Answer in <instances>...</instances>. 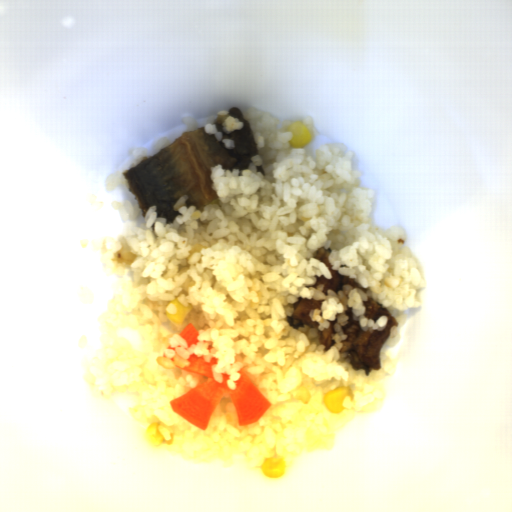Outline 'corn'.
<instances>
[{"instance_id":"cfcad685","label":"corn","mask_w":512,"mask_h":512,"mask_svg":"<svg viewBox=\"0 0 512 512\" xmlns=\"http://www.w3.org/2000/svg\"><path fill=\"white\" fill-rule=\"evenodd\" d=\"M169 303H172L175 306V313H168L166 311V316L170 322L175 324L176 326H180L188 314L191 312V306H184L178 299L170 300Z\"/></svg>"},{"instance_id":"f1292c28","label":"corn","mask_w":512,"mask_h":512,"mask_svg":"<svg viewBox=\"0 0 512 512\" xmlns=\"http://www.w3.org/2000/svg\"><path fill=\"white\" fill-rule=\"evenodd\" d=\"M288 131L292 132V136L288 141L291 148L305 147L312 141L310 130L300 121H293V123L288 126Z\"/></svg>"},{"instance_id":"2b8c4276","label":"corn","mask_w":512,"mask_h":512,"mask_svg":"<svg viewBox=\"0 0 512 512\" xmlns=\"http://www.w3.org/2000/svg\"><path fill=\"white\" fill-rule=\"evenodd\" d=\"M161 423L149 425L146 431V438L152 445L162 444L164 437L161 435L159 428Z\"/></svg>"},{"instance_id":"5cfa1b94","label":"corn","mask_w":512,"mask_h":512,"mask_svg":"<svg viewBox=\"0 0 512 512\" xmlns=\"http://www.w3.org/2000/svg\"><path fill=\"white\" fill-rule=\"evenodd\" d=\"M262 474L269 478H278L284 475L286 463L283 457L270 456L265 459L262 467Z\"/></svg>"},{"instance_id":"51d56268","label":"corn","mask_w":512,"mask_h":512,"mask_svg":"<svg viewBox=\"0 0 512 512\" xmlns=\"http://www.w3.org/2000/svg\"><path fill=\"white\" fill-rule=\"evenodd\" d=\"M345 398H350L352 401L354 399L352 388L348 386L339 387L327 392L323 398V404L330 413H340L346 410L344 408Z\"/></svg>"}]
</instances>
